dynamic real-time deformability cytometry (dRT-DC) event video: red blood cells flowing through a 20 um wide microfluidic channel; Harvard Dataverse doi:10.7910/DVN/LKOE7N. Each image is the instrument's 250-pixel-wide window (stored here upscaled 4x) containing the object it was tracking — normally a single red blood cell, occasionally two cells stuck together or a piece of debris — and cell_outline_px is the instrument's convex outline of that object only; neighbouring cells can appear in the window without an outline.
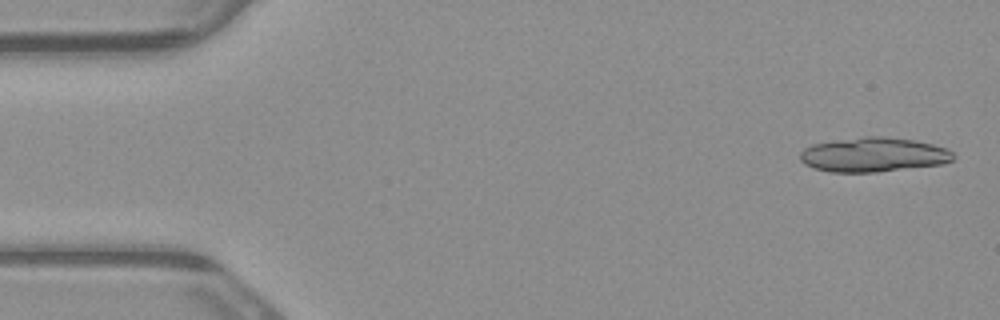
{"species": "common noctule bat (a hibernating species)", "species_latin": "Nyctalus noctula", "temperature_condition": "warm", "stored_images_in_passage": 4, "camera_frame_rate_fps": 3000, "um_per_image_px": 0.085, "animal": {"sex": "male", "body_mass_g": 23.1, "forearm_length_mm": 52.7}, "frame": {"image": 1, "passage_image": 1, "time_ms": 0.0, "image_size_px": [1000, 320], "cell_outline_px": [[956, 156], [952, 160], [940, 164], [876, 172], [828, 172], [812, 168], [804, 164], [800, 160], [800, 152], [804, 148], [812, 144], [836, 140], [864, 136], [884, 136], [916, 140], [948, 148]], "centroid_in_image_um": [74.22, 13.14], "position_along_channel_um": 10.8, "area_um2": 30.92}}